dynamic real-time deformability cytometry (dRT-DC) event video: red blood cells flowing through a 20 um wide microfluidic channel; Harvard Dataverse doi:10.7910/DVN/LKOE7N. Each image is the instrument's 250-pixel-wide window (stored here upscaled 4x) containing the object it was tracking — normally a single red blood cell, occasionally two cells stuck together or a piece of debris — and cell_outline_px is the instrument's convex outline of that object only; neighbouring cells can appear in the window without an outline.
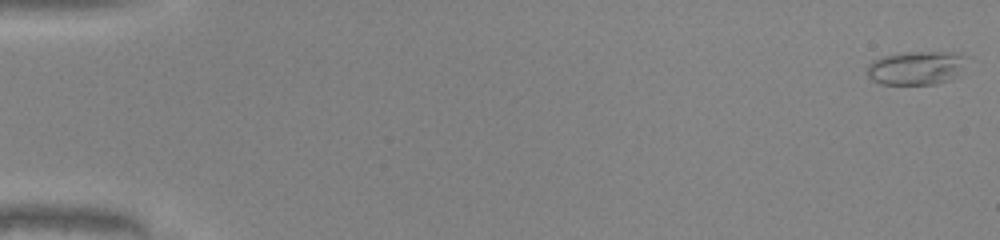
{"species": "common noctule bat (a hibernating species)", "species_latin": "Nyctalus noctula", "temperature_condition": "warm", "stored_images_in_passage": 12, "camera_frame_rate_fps": 3000, "um_per_image_px": 0.085, "animal": {"sex": "male", "body_mass_g": 20.0, "forearm_length_mm": 53.3}, "frame": {"image": 1, "passage_image": 1, "time_ms": 0.0, "image_size_px": [1000, 240], "cell_outline_px": [[968, 56], [956, 76], [952, 80], [936, 84], [880, 84], [872, 80], [868, 76], [868, 64], [872, 60], [884, 56], [904, 52], [960, 52]], "centroid_in_image_um": [77.89, 5.77], "position_along_channel_um": 7.1, "area_um2": 19.65}}